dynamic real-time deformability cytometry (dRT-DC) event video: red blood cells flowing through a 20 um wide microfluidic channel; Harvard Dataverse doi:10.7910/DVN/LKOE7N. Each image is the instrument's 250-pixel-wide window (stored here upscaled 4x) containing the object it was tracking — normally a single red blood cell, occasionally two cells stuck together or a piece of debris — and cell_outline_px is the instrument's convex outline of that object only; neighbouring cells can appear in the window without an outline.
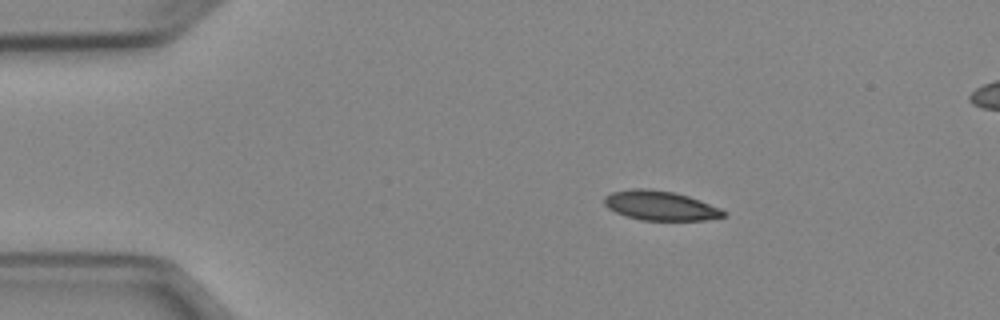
{"species": "Egyptian fruit bat (a non-hibernating species)", "species_latin": "Rousettus aegyptiacus", "temperature_condition": "cold", "stored_images_in_passage": 44, "camera_frame_rate_fps": 3000, "um_per_image_px": 0.085, "animal": {"sex": "female"}, "frame": {"image": 1, "passage_image": 1, "time_ms": 0.0, "image_size_px": [1000, 320], "cell_outline_px": [[728, 216], [704, 220], [640, 220], [624, 216], [608, 208], [604, 204], [604, 196], [612, 192], [632, 188], [648, 188], [672, 192], [688, 196], [700, 200], [720, 208], [728, 212]], "centroid_in_image_um": [56.13, 17.48], "position_along_channel_um": 28.9, "area_um2": 20.63}}
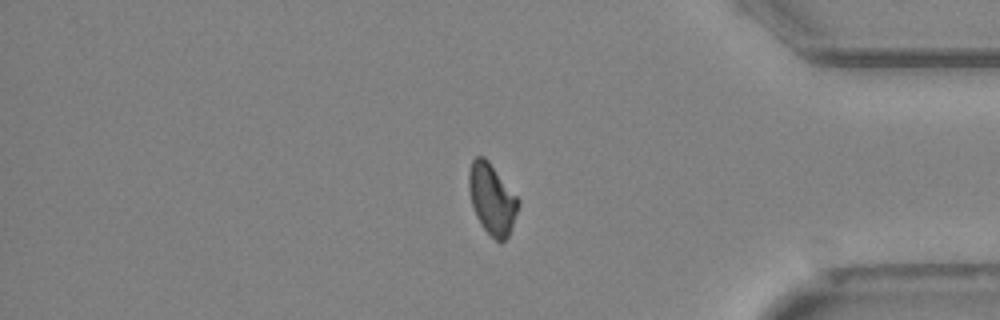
{"frame": {"image": 2, "passage_image": 35, "time_ms": 11.333, "image_size_px": [1000, 320], "cell_outline_px": [[520, 204], [508, 236], [500, 244], [480, 224], [476, 216], [472, 204], [468, 188], [468, 172], [472, 160], [476, 156], [484, 156], [488, 160], [520, 200]], "centroid_in_image_um": [41.81, 16.9], "position_along_channel_um": 393.4, "area_um2": 20.29}}
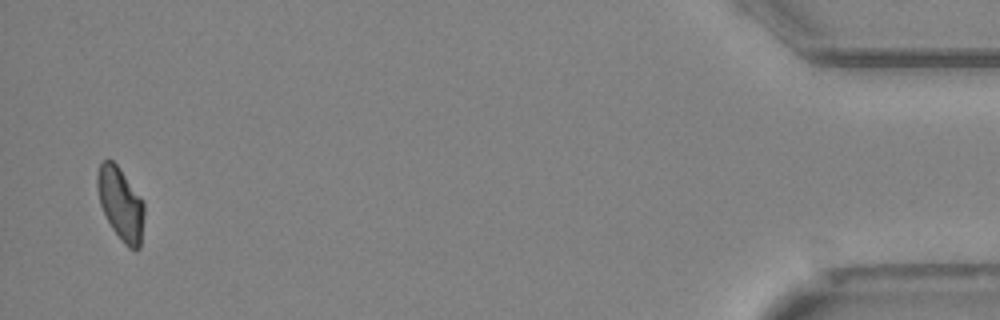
{"frame": {"image": 3, "passage_image": 42, "time_ms": 13.667, "image_size_px": [1000, 320], "cell_outline_px": [[144, 216], [140, 248], [136, 252], [128, 248], [120, 240], [112, 228], [100, 204], [96, 184], [96, 176], [100, 164], [104, 160], [112, 160], [116, 164], [144, 204]], "centroid_in_image_um": [10.25, 17.38], "position_along_channel_um": 425.0, "area_um2": 19.59}}